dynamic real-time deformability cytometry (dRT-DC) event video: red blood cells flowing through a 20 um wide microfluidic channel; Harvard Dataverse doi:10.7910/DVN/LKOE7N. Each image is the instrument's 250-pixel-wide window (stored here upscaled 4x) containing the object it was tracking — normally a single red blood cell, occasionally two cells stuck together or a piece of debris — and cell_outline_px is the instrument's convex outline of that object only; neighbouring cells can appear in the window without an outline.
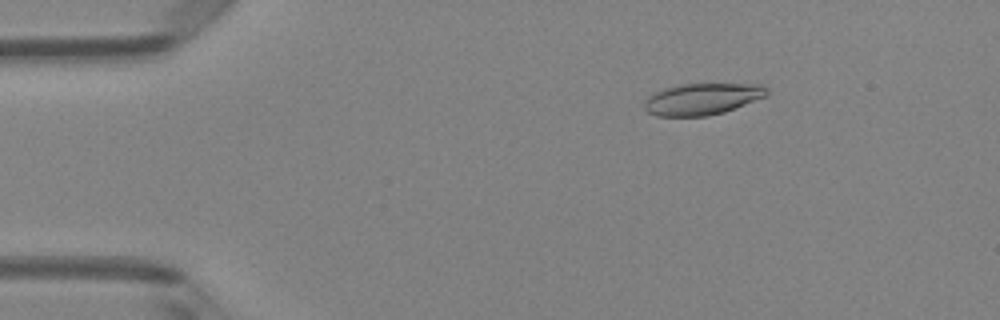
{"species": "Egyptian fruit bat (a non-hibernating species)", "species_latin": "Rousettus aegyptiacus", "temperature_condition": "room temperature", "stored_images_in_passage": 47, "camera_frame_rate_fps": 3000, "um_per_image_px": 0.085, "animal": {"sex": "female"}, "frame": {"image": 1, "passage_image": 5, "time_ms": 1.333, "image_size_px": [1000, 320], "cell_outline_px": [[768, 96], [724, 112], [708, 116], [656, 116], [648, 112], [644, 108], [644, 100], [648, 96], [664, 88], [680, 84], [764, 84], [768, 88]], "centroid_in_image_um": [59.71, 8.41], "position_along_channel_um": 25.3, "area_um2": 22.72}}
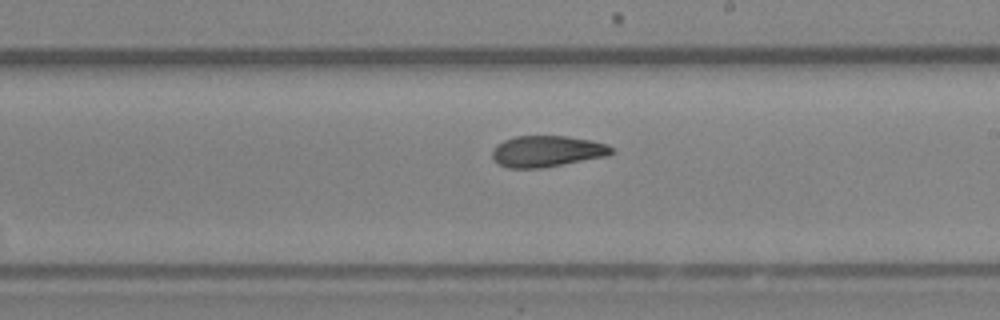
{"frame": {"image": 2, "passage_image": 26, "time_ms": 8.333, "image_size_px": [1000, 320], "cell_outline_px": [[612, 152], [608, 156], [540, 168], [508, 168], [500, 164], [492, 156], [492, 152], [496, 144], [504, 140], [516, 136], [568, 136], [592, 140], [604, 144], [612, 148]], "centroid_in_image_um": [46.48, 12.85], "position_along_channel_um": 242.5, "area_um2": 21.5}}
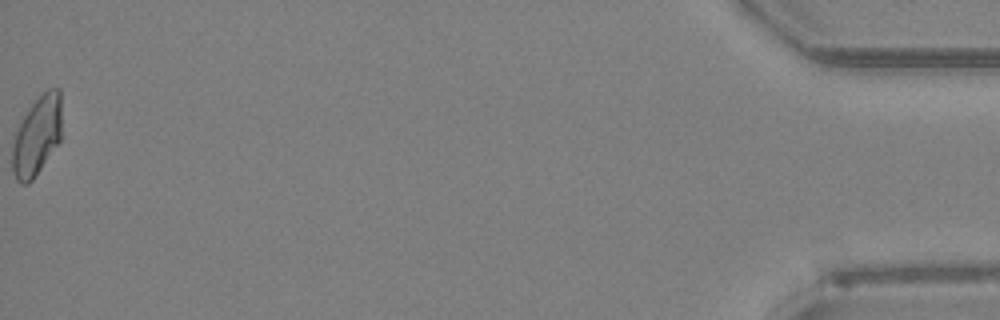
{"frame": {"image": 3, "passage_image": 47, "time_ms": 15.333, "image_size_px": [1000, 320], "cell_outline_px": [[60, 140], [32, 180], [28, 184], [20, 184], [16, 180], [12, 172], [12, 144], [16, 132], [28, 108], [48, 88], [60, 88]], "centroid_in_image_um": [3.11, 11.57], "position_along_channel_um": 432.1, "area_um2": 22.43}, "authors_computed_cell_mechanics": {"area_um2": 22.4264, "velocity_mm_per_s": 4.1189, "shape_relaxation_time_tau1_ms": null, "shape_relaxation_time_tau2_ms": 4.1393, "deformation_change_tau1": null, "deformation_change_tau2": 0.1186}}